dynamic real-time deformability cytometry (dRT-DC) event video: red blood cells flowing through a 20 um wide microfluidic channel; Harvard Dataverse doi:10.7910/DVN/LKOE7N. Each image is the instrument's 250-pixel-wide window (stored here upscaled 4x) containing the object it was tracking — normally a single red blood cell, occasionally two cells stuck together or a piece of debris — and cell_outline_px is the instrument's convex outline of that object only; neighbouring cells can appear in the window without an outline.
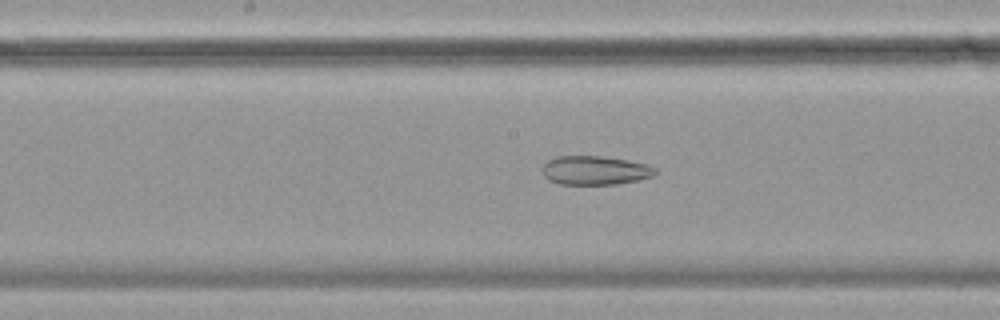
{"species": "common noctule bat (a hibernating species)", "species_latin": "Nyctalus noctula", "temperature_condition": "cold", "stored_images_in_passage": 20, "camera_frame_rate_fps": 3000, "um_per_image_px": 0.085, "animal": {"sex": "female", "body_mass_g": 19.9}, "frame": {"image": 1, "passage_image": 15, "time_ms": 4.667, "image_size_px": [1000, 320], "cell_outline_px": [[660, 172], [652, 176], [636, 180], [616, 184], [560, 184], [548, 180], [544, 176], [544, 164], [548, 160], [556, 156], [600, 156], [628, 160], [648, 164], [656, 168]], "centroid_in_image_um": [50.61, 14.47], "position_along_channel_um": 197.6, "area_um2": 19.02}}